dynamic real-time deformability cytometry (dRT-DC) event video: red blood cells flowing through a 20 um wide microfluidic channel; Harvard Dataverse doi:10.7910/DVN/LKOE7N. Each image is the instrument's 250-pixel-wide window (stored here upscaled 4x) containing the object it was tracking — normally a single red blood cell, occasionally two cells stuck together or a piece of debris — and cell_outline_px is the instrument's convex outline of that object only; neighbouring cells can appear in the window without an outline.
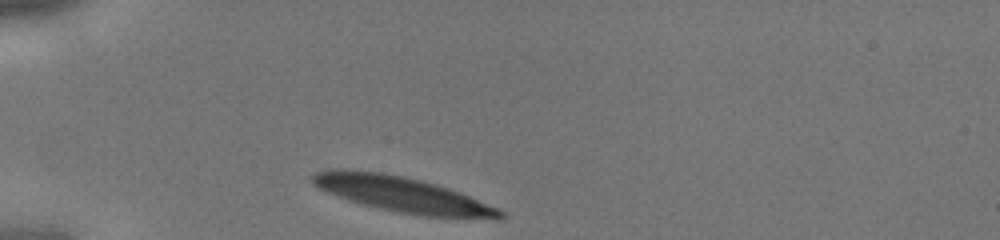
{"species": "human", "species_latin": "Homo sapiens", "temperature_condition": "cold", "stored_images_in_passage": 26, "camera_frame_rate_fps": 3000, "um_per_image_px": 0.085, "donor": {"sex": "male"}, "frame": {"image": 1, "passage_image": 1, "time_ms": 0.0, "image_size_px": [1000, 240], "cell_outline_px": [[504, 216], [500, 220], [496, 220], [424, 216], [376, 208], [348, 200], [328, 192], [312, 184], [312, 176], [316, 172], [328, 168], [344, 168], [384, 172], [404, 176], [436, 184], [460, 192], [500, 208], [504, 212]], "centroid_in_image_um": [34.25, 16.53], "position_along_channel_um": 50.8, "area_um2": 39.36}}
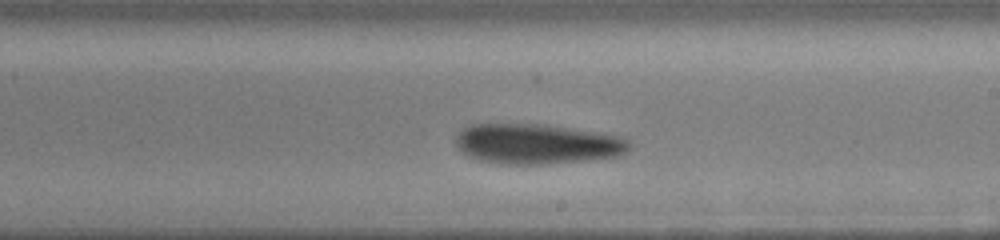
{"frame": {"image": 2, "passage_image": 15, "time_ms": 4.667, "image_size_px": [1000, 240], "cell_outline_px": [[632, 148], [616, 156], [548, 164], [492, 164], [480, 160], [464, 152], [456, 144], [456, 136], [464, 128], [472, 124], [540, 124], [620, 136], [632, 140]], "centroid_in_image_um": [45.66, 12.24], "position_along_channel_um": 243.3, "area_um2": 40.23}}
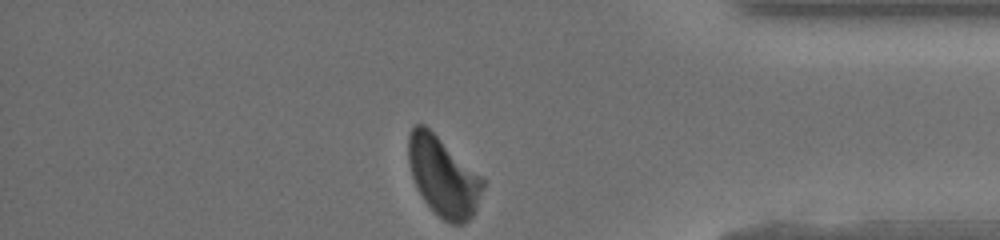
{"frame": {"image": 3, "passage_image": 26, "time_ms": 8.333, "image_size_px": [1000, 240], "cell_outline_px": [[484, 184], [476, 208], [472, 216], [464, 224], [448, 224], [424, 200], [416, 188], [408, 164], [408, 132], [416, 124], [424, 124], [480, 176], [484, 180]], "centroid_in_image_um": [37.63, 15.01], "position_along_channel_um": 397.6, "area_um2": 33.81}}